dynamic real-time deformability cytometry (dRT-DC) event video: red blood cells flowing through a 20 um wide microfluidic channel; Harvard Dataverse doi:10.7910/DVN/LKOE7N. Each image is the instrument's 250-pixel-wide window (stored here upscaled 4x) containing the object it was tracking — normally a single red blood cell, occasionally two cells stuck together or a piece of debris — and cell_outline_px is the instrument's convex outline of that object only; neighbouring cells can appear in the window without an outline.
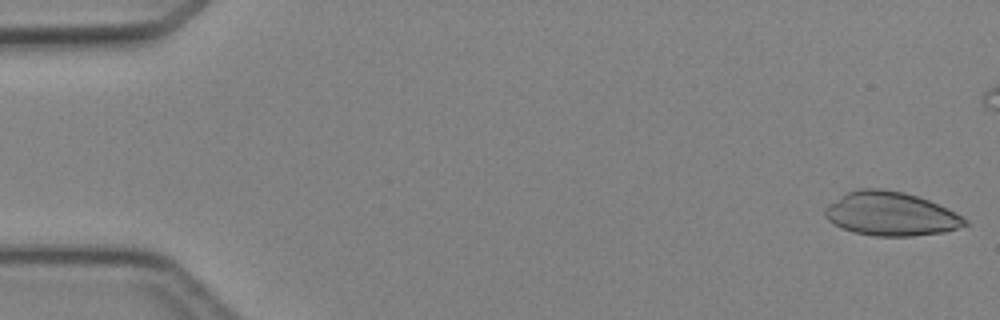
{"species": "Egyptian fruit bat (a non-hibernating species)", "species_latin": "Rousettus aegyptiacus", "temperature_condition": "cold", "stored_images_in_passage": 5, "camera_frame_rate_fps": 3000, "um_per_image_px": 0.085, "animal": {"sex": "female"}, "frame": {"image": 1, "passage_image": 1, "time_ms": 0.0, "image_size_px": [1000, 320], "cell_outline_px": [[968, 224], [944, 232], [912, 236], [872, 236], [852, 232], [828, 220], [824, 216], [824, 208], [828, 204], [848, 192], [856, 188], [880, 188], [904, 192], [928, 200], [968, 220]], "centroid_in_image_um": [75.66, 18.18], "position_along_channel_um": 9.3, "area_um2": 35.37}}